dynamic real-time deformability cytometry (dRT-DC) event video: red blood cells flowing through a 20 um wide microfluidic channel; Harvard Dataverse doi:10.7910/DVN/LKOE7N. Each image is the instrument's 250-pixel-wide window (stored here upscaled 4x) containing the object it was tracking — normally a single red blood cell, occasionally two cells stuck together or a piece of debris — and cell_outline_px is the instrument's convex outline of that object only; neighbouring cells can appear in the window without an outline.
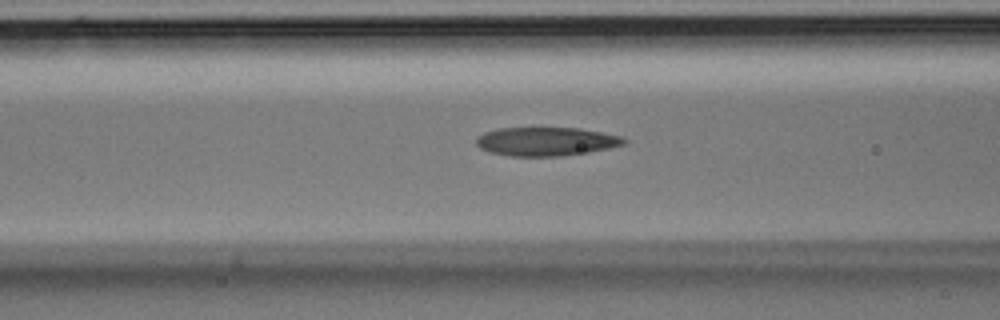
{"species": "Egyptian fruit bat (a non-hibernating species)", "species_latin": "Rousettus aegyptiacus", "temperature_condition": "room temperature", "stored_images_in_passage": 36, "camera_frame_rate_fps": 3000, "um_per_image_px": 0.085, "animal": {"sex": "male"}, "frame": {"image": 1, "passage_image": 14, "time_ms": 4.333, "image_size_px": [1000, 320], "cell_outline_px": [[628, 144], [588, 152], [560, 156], [512, 156], [488, 152], [480, 148], [476, 144], [476, 136], [484, 132], [500, 128], [580, 128], [624, 136], [628, 140]], "centroid_in_image_um": [46.45, 12.02], "position_along_channel_um": 120.2, "area_um2": 24.91}}
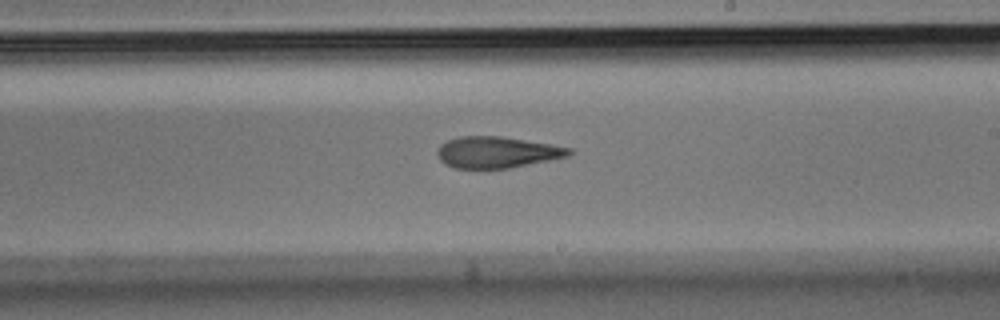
{"frame": {"image": 2, "passage_image": 21, "time_ms": 6.667, "image_size_px": [1000, 320], "cell_outline_px": [[572, 152], [568, 156], [508, 168], [452, 168], [444, 164], [440, 160], [436, 152], [440, 144], [448, 140], [460, 136], [500, 136], [572, 148]], "centroid_in_image_um": [42.18, 12.94], "position_along_channel_um": 246.8, "area_um2": 23.81}}
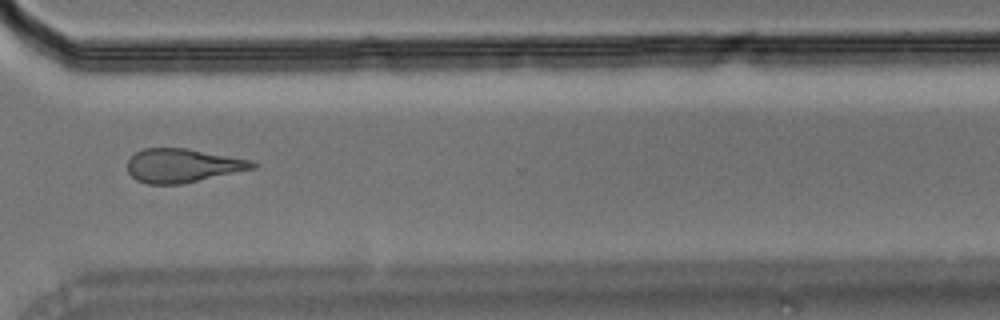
{"frame": {"image": 3, "passage_image": 27, "time_ms": 8.667, "image_size_px": [1000, 320], "cell_outline_px": [[260, 164], [256, 168], [180, 184], [148, 184], [136, 180], [128, 172], [128, 160], [136, 152], [144, 148], [188, 148], [252, 160]], "centroid_in_image_um": [15.55, 14.06], "position_along_channel_um": 355.1, "area_um2": 24.62}}